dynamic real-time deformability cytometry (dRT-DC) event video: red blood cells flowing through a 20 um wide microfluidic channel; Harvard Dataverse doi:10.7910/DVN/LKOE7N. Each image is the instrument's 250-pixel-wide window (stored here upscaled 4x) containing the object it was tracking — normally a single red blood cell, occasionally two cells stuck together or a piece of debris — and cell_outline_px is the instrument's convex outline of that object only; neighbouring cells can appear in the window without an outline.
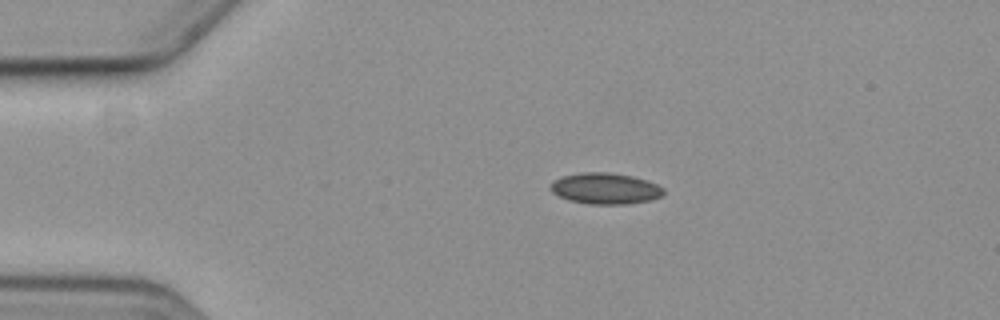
{"species": "common noctule bat (a hibernating species)", "species_latin": "Nyctalus noctula", "temperature_condition": "cold", "stored_images_in_passage": 3, "camera_frame_rate_fps": 3000, "um_per_image_px": 0.085, "animal": {"sex": "female", "body_mass_g": 19.3, "forearm_length_mm": 54.1}, "frame": {"image": 1, "passage_image": 1, "time_ms": 0.0, "image_size_px": [1000, 320], "cell_outline_px": [[664, 192], [660, 196], [648, 200], [628, 204], [588, 204], [568, 200], [552, 192], [552, 184], [560, 176], [580, 172], [608, 172], [632, 176], [648, 180], [664, 188]], "centroid_in_image_um": [51.45, 16.01], "position_along_channel_um": 33.5, "area_um2": 20.4}}